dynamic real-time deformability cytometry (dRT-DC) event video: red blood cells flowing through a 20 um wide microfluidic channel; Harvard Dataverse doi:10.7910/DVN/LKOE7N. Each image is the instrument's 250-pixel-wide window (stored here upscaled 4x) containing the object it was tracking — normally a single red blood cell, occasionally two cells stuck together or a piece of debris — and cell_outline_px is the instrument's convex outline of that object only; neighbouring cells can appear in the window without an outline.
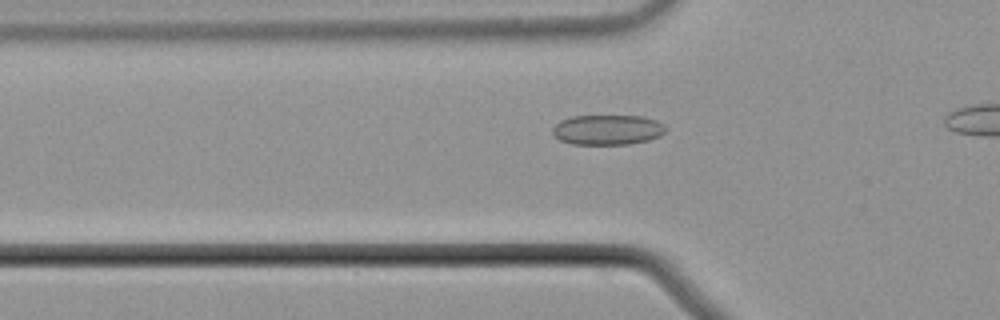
{"species": "common noctule bat (a hibernating species)", "species_latin": "Nyctalus noctula", "temperature_condition": "cold", "stored_images_in_passage": 27, "camera_frame_rate_fps": 3000, "um_per_image_px": 0.085, "animal": {"sex": "male", "body_mass_g": 21.5, "forearm_length_mm": 52.0}, "frame": {"image": 1, "passage_image": 11, "time_ms": 3.333, "image_size_px": [1000, 320], "cell_outline_px": [[664, 132], [660, 136], [648, 140], [628, 144], [572, 144], [560, 140], [552, 132], [552, 128], [560, 120], [572, 116], [640, 116], [656, 120], [664, 124]], "centroid_in_image_um": [51.62, 11.03], "position_along_channel_um": 74.2, "area_um2": 19.71}}
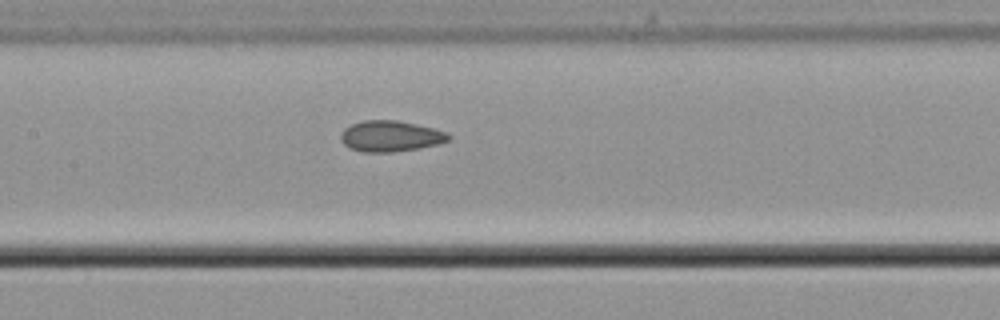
{"frame": {"image": 2, "passage_image": 19, "time_ms": 6.0, "image_size_px": [1000, 320], "cell_outline_px": [[452, 136], [448, 140], [436, 144], [416, 148], [392, 152], [364, 152], [348, 148], [340, 140], [340, 132], [344, 128], [352, 124], [364, 120], [396, 120], [416, 124], [432, 128], [444, 132]], "centroid_in_image_um": [33.12, 11.57], "position_along_channel_um": 174.3, "area_um2": 19.25}}
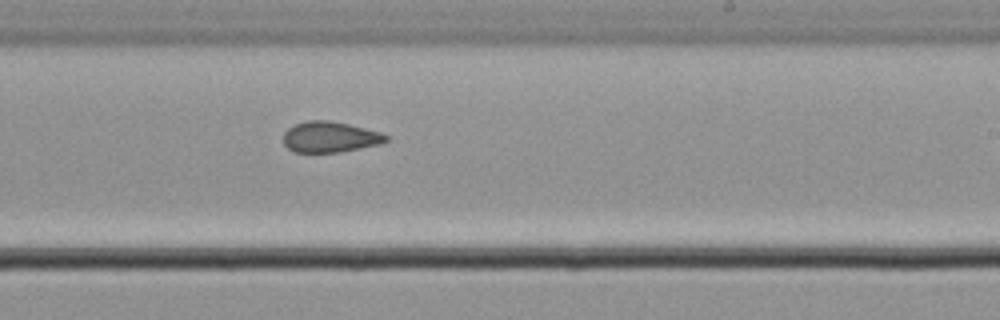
{"frame": {"image": 3, "passage_image": 26, "time_ms": 8.333, "image_size_px": [1000, 320], "cell_outline_px": [[388, 140], [380, 144], [340, 152], [296, 152], [288, 148], [284, 144], [284, 132], [288, 128], [304, 120], [328, 120], [348, 124], [380, 132], [388, 136]], "centroid_in_image_um": [28.04, 11.64], "position_along_channel_um": 261.0, "area_um2": 18.32}}